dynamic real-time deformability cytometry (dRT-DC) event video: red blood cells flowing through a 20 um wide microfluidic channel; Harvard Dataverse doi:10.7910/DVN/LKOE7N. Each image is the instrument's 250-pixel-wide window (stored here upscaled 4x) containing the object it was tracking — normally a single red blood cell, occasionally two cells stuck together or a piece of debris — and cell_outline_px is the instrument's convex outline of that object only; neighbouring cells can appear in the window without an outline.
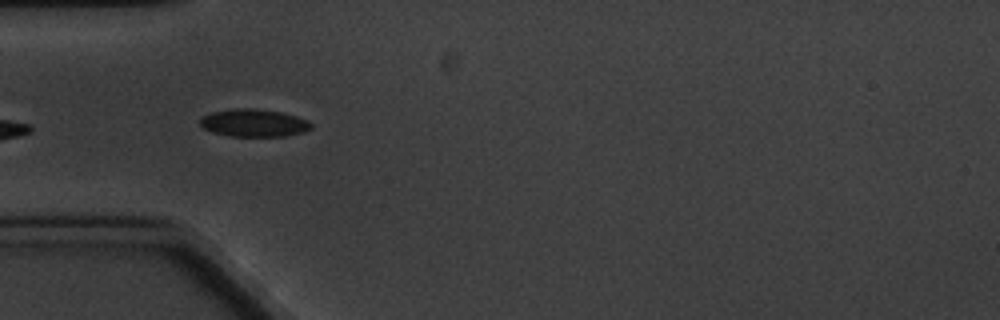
{"species": "common noctule bat (a hibernating species)", "species_latin": "Nyctalus noctula", "temperature_condition": "cold", "stored_images_in_passage": 6, "camera_frame_rate_fps": 3000, "um_per_image_px": 0.085, "animal": {"sex": "male", "body_mass_g": 20.1, "forearm_length_mm": 53.5}, "frame": {"image": 1, "passage_image": 5, "time_ms": 5.0, "image_size_px": [1000, 320], "cell_outline_px": [[312, 128], [304, 132], [284, 136], [228, 136], [212, 132], [204, 128], [200, 124], [200, 116], [212, 112], [236, 108], [252, 108], [280, 112], [296, 116], [308, 120], [312, 124]], "centroid_in_image_um": [21.57, 10.45], "position_along_channel_um": 63.4, "area_um2": 17.92}}